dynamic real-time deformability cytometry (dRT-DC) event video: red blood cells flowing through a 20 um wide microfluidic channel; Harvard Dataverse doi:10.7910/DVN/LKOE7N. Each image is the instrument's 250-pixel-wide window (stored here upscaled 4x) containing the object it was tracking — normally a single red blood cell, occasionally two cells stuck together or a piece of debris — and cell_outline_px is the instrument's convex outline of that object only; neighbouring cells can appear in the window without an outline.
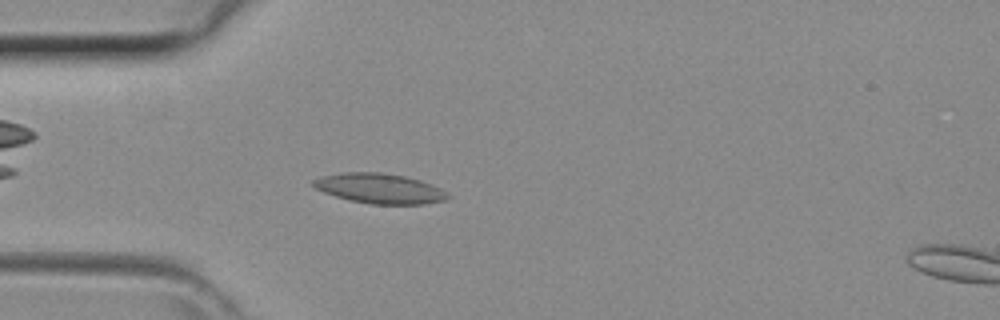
{"species": "common noctule bat (a hibernating species)", "species_latin": "Nyctalus noctula", "temperature_condition": "room temperature", "stored_images_in_passage": 35, "camera_frame_rate_fps": 3000, "um_per_image_px": 0.085, "animal": {"sex": "female", "body_mass_g": 29.2, "forearm_length_mm": 56.3}, "frame": {"image": 1, "passage_image": 4, "time_ms": 1.0, "image_size_px": [1000, 320], "cell_outline_px": [[452, 196], [444, 200], [420, 204], [372, 204], [348, 200], [324, 192], [316, 188], [312, 184], [312, 180], [320, 176], [340, 172], [380, 172], [404, 176], [420, 180], [440, 188], [448, 192]], "centroid_in_image_um": [32.25, 16.01], "position_along_channel_um": 52.7, "area_um2": 23.52}}
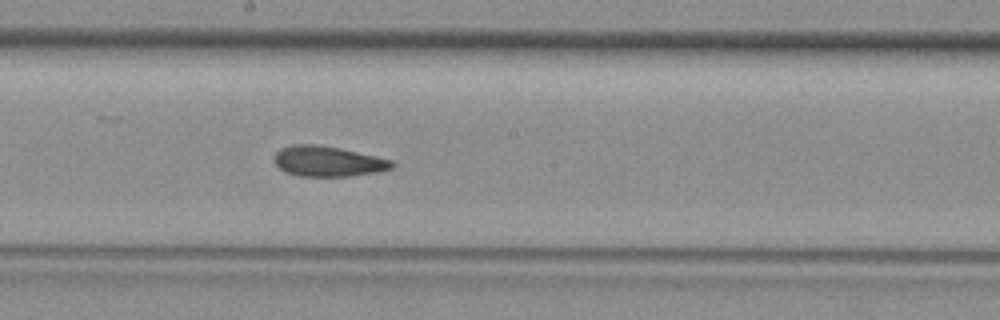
{"frame": {"image": 2, "passage_image": 15, "time_ms": 4.667, "image_size_px": [1000, 320], "cell_outline_px": [[396, 164], [392, 168], [380, 172], [348, 176], [296, 176], [284, 172], [272, 160], [272, 156], [280, 148], [292, 144], [316, 144], [340, 148], [376, 156], [392, 160]], "centroid_in_image_um": [27.84, 13.71], "position_along_channel_um": 220.4, "area_um2": 21.15}}
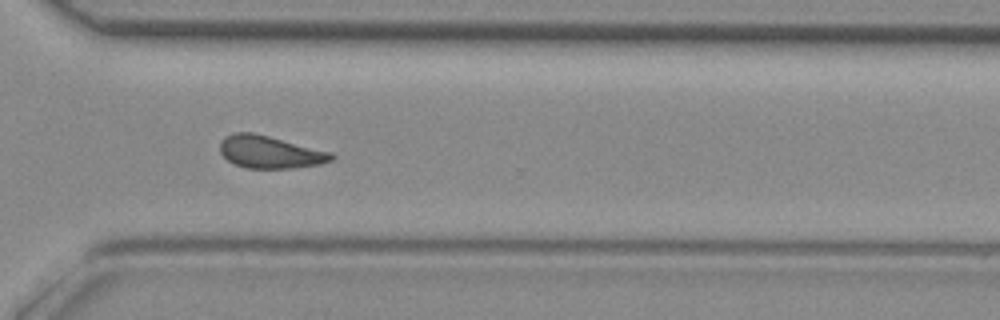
{"frame": {"image": 3, "passage_image": 23, "time_ms": 7.333, "image_size_px": [1000, 320], "cell_outline_px": [[336, 156], [332, 160], [320, 164], [292, 168], [248, 168], [236, 164], [228, 160], [220, 152], [220, 140], [224, 136], [232, 132], [252, 132], [332, 152]], "centroid_in_image_um": [22.93, 12.91], "position_along_channel_um": 347.7, "area_um2": 21.04}}